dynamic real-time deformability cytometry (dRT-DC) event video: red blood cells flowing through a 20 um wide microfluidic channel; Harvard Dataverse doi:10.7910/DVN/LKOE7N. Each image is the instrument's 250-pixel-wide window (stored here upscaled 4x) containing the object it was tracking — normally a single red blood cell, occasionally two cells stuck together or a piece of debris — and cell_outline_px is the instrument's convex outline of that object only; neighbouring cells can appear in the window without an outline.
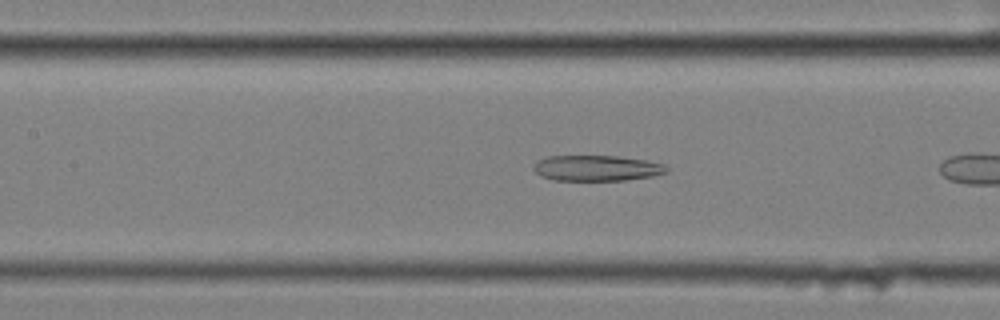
{"species": "common noctule bat (a hibernating species)", "species_latin": "Nyctalus noctula", "temperature_condition": "cold", "stored_images_in_passage": 10, "camera_frame_rate_fps": 3000, "um_per_image_px": 0.085, "animal": {"sex": "female", "body_mass_g": 25.1}, "frame": {"image": 1, "passage_image": 9, "time_ms": 2.667, "image_size_px": [1000, 320], "cell_outline_px": [[668, 172], [652, 176], [624, 180], [552, 180], [540, 176], [532, 168], [532, 164], [548, 156], [620, 156], [648, 160], [664, 164], [668, 168]], "centroid_in_image_um": [50.72, 14.28], "position_along_channel_um": 156.7, "area_um2": 20.0}}